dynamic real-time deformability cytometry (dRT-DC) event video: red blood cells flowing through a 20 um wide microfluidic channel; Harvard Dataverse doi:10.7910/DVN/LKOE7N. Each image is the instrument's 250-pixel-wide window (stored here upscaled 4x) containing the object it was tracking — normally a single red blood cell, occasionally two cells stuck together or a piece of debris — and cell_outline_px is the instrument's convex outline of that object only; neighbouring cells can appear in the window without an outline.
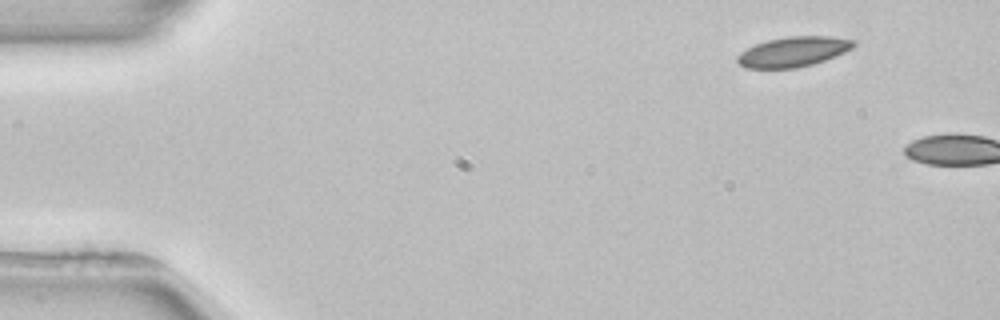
{"species": "common noctule bat (a hibernating species)", "species_latin": "Nyctalus noctula", "temperature_condition": "room temperature", "stored_images_in_passage": 2, "camera_frame_rate_fps": 3000, "um_per_image_px": 0.085, "animal": {"sex": "female", "body_mass_g": 22.7, "forearm_length_mm": 54.2}, "frame": {"image": 1, "passage_image": 1, "time_ms": 0.0, "image_size_px": [1000, 320], "cell_outline_px": [[856, 44], [852, 48], [836, 56], [812, 64], [796, 68], [744, 68], [736, 60], [736, 56], [740, 52], [756, 44], [768, 40], [788, 36], [832, 36], [856, 40]], "centroid_in_image_um": [67.44, 4.39], "position_along_channel_um": 17.6, "area_um2": 20.35}}